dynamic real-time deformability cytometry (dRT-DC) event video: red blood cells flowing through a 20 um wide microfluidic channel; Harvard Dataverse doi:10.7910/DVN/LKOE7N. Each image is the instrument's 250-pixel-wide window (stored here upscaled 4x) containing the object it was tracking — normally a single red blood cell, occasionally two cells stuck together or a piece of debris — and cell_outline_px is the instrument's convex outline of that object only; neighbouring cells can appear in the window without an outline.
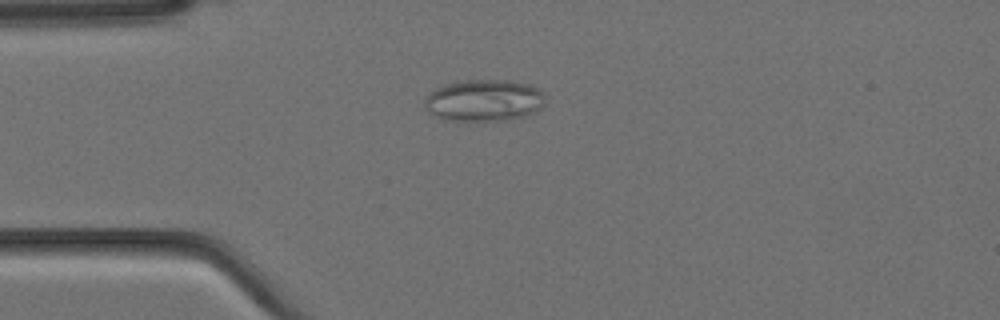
{"species": "Egyptian fruit bat (a non-hibernating species)", "species_latin": "Rousettus aegyptiacus", "temperature_condition": "cold", "stored_images_in_passage": 4, "camera_frame_rate_fps": 3000, "um_per_image_px": 0.085, "animal": {"sex": "female"}, "frame": {"image": 1, "passage_image": 4, "time_ms": 1.0, "image_size_px": [1000, 320], "cell_outline_px": [[544, 104], [536, 112], [528, 116], [508, 120], [468, 124], [444, 120], [428, 112], [424, 108], [424, 100], [436, 88], [448, 84], [464, 80], [504, 80], [528, 84], [540, 88], [544, 92]], "centroid_in_image_um": [41.15, 8.6], "position_along_channel_um": 43.8, "area_um2": 30.4}}